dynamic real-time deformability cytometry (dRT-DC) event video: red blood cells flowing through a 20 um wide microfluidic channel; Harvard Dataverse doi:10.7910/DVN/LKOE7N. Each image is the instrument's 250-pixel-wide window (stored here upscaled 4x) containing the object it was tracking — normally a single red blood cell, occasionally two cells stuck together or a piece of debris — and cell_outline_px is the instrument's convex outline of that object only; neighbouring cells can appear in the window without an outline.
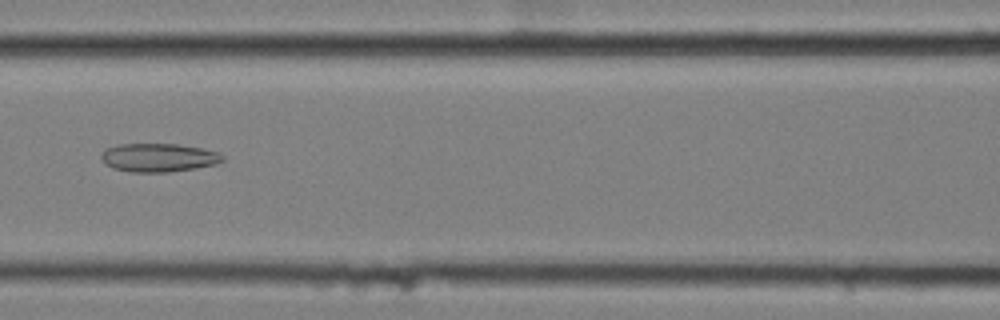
{"species": "common noctule bat (a hibernating species)", "species_latin": "Nyctalus noctula", "temperature_condition": "cold", "stored_images_in_passage": 11, "camera_frame_rate_fps": 3000, "um_per_image_px": 0.085, "animal": {"sex": "female", "body_mass_g": 25.1}, "frame": {"image": 1, "passage_image": 5, "time_ms": 1.333, "image_size_px": [1000, 320], "cell_outline_px": [[224, 160], [216, 164], [196, 168], [168, 172], [132, 172], [112, 168], [100, 156], [104, 148], [120, 144], [176, 144], [200, 148], [220, 152], [224, 156]], "centroid_in_image_um": [13.5, 13.39], "position_along_channel_um": 153.1, "area_um2": 20.11}}
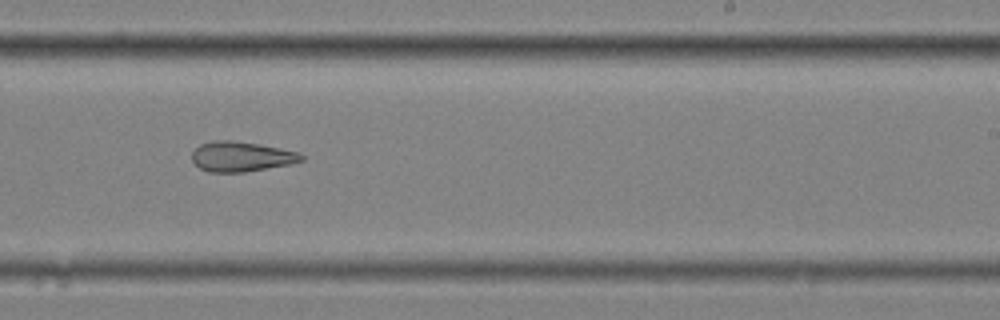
{"frame": {"image": 2, "passage_image": 8, "time_ms": 2.333, "image_size_px": [1000, 320], "cell_outline_px": [[304, 160], [288, 164], [244, 172], [208, 172], [200, 168], [192, 160], [192, 152], [200, 144], [216, 140], [232, 140], [260, 144], [300, 152], [304, 156]], "centroid_in_image_um": [20.5, 13.3], "position_along_channel_um": 268.5, "area_um2": 19.07}}
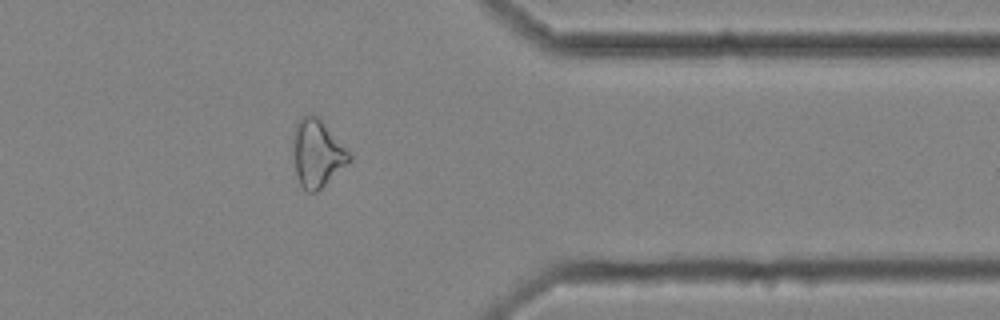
{"frame": {"image": 3, "passage_image": 11, "time_ms": 3.333, "image_size_px": [1000, 320], "cell_outline_px": [[352, 160], [316, 192], [308, 192], [300, 184], [296, 172], [292, 152], [292, 132], [296, 124], [304, 116], [312, 112], [316, 112], [352, 152]], "centroid_in_image_um": [26.98, 12.95], "position_along_channel_um": 384.4, "area_um2": 22.77}}